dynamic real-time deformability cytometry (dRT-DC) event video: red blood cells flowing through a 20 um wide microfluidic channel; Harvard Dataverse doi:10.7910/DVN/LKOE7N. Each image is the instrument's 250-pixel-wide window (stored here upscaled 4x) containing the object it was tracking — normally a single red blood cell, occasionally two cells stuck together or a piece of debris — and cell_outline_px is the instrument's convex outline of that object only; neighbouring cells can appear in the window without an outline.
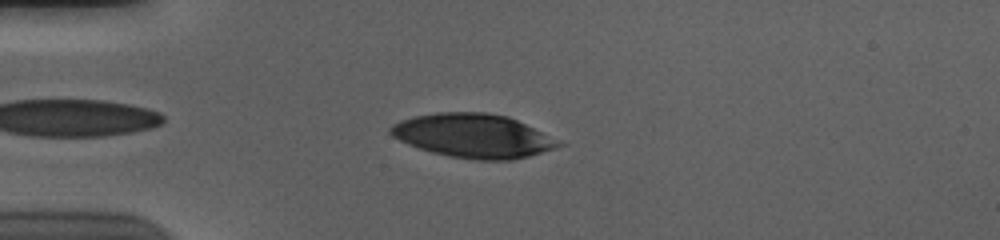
{"species": "human", "species_latin": "Homo sapiens", "temperature_condition": "cold", "stored_images_in_passage": 42, "camera_frame_rate_fps": 3000, "um_per_image_px": 0.085, "donor": {"sex": "male"}, "frame": {"image": 1, "passage_image": 5, "time_ms": 1.333, "image_size_px": [1000, 240], "cell_outline_px": [[568, 144], [556, 148], [528, 156], [512, 160], [472, 160], [448, 156], [432, 152], [408, 144], [392, 136], [388, 132], [388, 128], [392, 124], [400, 120], [416, 116], [436, 112], [488, 112], [508, 116]], "centroid_in_image_um": [40.23, 11.54], "position_along_channel_um": 44.8, "area_um2": 43.12}}
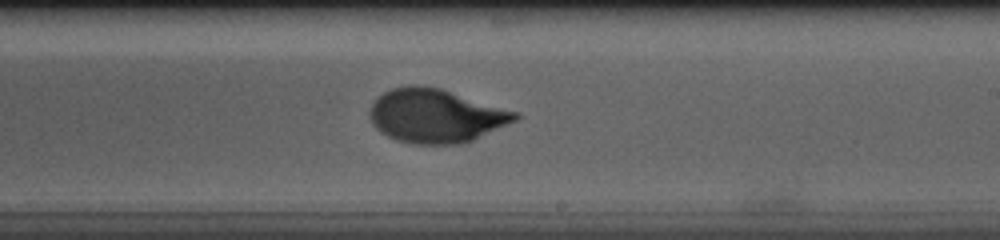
{"frame": {"image": 2, "passage_image": 24, "time_ms": 7.667, "image_size_px": [1000, 240], "cell_outline_px": [[520, 116], [516, 120], [464, 144], [412, 144], [396, 140], [380, 132], [372, 124], [368, 112], [372, 104], [384, 92], [392, 88], [412, 84], [440, 88], [520, 112]], "centroid_in_image_um": [37.04, 9.85], "position_along_channel_um": 252.0, "area_um2": 45.6}}
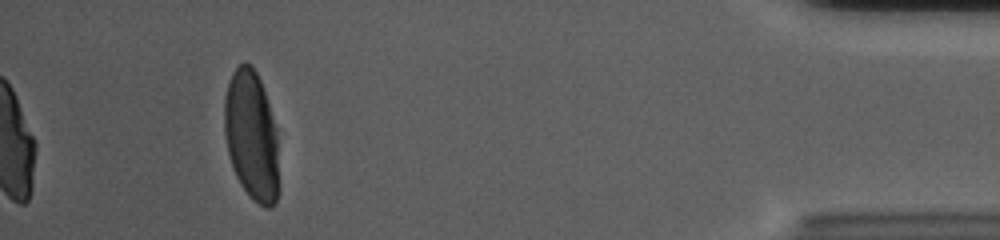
{"frame": {"image": 3, "passage_image": 42, "time_ms": 13.667, "image_size_px": [1000, 240], "cell_outline_px": [[276, 204], [272, 208], [264, 208], [252, 200], [248, 196], [240, 184], [232, 168], [228, 152], [224, 132], [224, 100], [228, 84], [232, 72], [244, 60], [252, 64], [260, 80], [276, 128]], "centroid_in_image_um": [21.33, 11.52], "position_along_channel_um": 413.9, "area_um2": 40.86}, "authors_computed_cell_mechanics": {"area_um2": 44.8528, "velocity_mm_per_s": 3.6893, "shape_relaxation_time_tau1_ms": 3.8331, "shape_relaxation_time_tau2_ms": null, "deformation_change_tau1": 0.2035, "deformation_change_tau2": null}}